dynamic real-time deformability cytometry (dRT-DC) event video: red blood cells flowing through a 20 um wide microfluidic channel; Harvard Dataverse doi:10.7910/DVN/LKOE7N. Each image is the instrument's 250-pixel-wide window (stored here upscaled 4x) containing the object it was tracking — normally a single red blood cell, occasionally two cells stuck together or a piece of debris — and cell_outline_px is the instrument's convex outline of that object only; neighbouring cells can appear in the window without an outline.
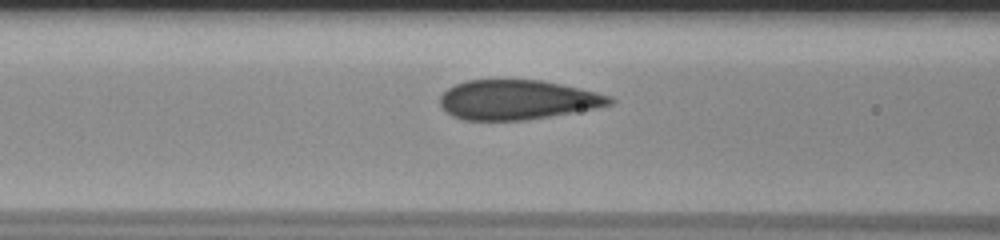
{"species": "human", "species_latin": "Homo sapiens", "temperature_condition": "room temperature", "stored_images_in_passage": 39, "camera_frame_rate_fps": 3000, "um_per_image_px": 0.085, "donor": {"sex": "male"}, "frame": {"image": 1, "passage_image": 10, "time_ms": 3.0, "image_size_px": [1000, 240], "cell_outline_px": [[616, 100], [612, 104], [596, 108], [528, 120], [464, 120], [452, 116], [440, 104], [440, 96], [448, 88], [464, 80], [544, 80], [580, 88], [612, 96]], "centroid_in_image_um": [44.0, 8.48], "position_along_channel_um": 122.6, "area_um2": 39.25}}
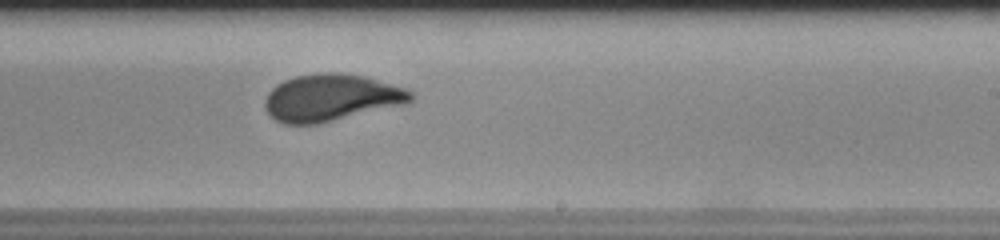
{"frame": {"image": 2, "passage_image": 21, "time_ms": 6.667, "image_size_px": [1000, 240], "cell_outline_px": [[416, 96], [408, 104], [316, 124], [284, 124], [268, 116], [264, 108], [264, 100], [268, 92], [276, 84], [284, 80], [296, 76], [320, 72], [328, 72], [364, 76], [408, 88]], "centroid_in_image_um": [28.16, 8.31], "position_along_channel_um": 260.8, "area_um2": 40.34}}
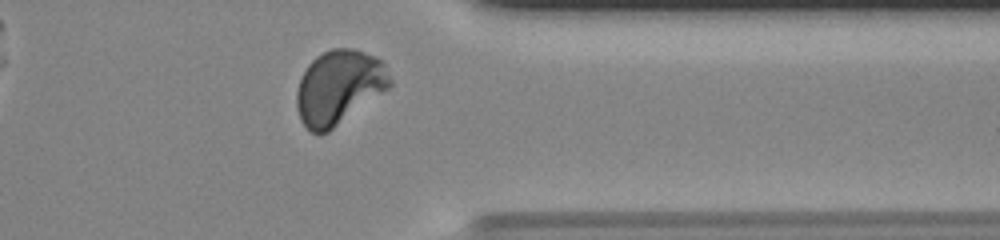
{"frame": {"image": 3, "passage_image": 31, "time_ms": 10.0, "image_size_px": [1000, 240], "cell_outline_px": [[392, 84], [388, 88], [328, 132], [320, 136], [312, 132], [300, 120], [296, 108], [296, 92], [300, 80], [308, 64], [316, 56], [332, 48], [356, 48], [376, 56], [384, 64], [392, 80]], "centroid_in_image_um": [28.79, 7.41], "position_along_channel_um": 382.6, "area_um2": 40.29}, "authors_computed_cell_mechanics": {"area_um2": 39.9976, "velocity_mm_per_s": 3.7842, "shape_relaxation_time_tau1_ms": 4.8882, "shape_relaxation_time_tau2_ms": null, "deformation_change_tau1": 0.1587, "deformation_change_tau2": null}}